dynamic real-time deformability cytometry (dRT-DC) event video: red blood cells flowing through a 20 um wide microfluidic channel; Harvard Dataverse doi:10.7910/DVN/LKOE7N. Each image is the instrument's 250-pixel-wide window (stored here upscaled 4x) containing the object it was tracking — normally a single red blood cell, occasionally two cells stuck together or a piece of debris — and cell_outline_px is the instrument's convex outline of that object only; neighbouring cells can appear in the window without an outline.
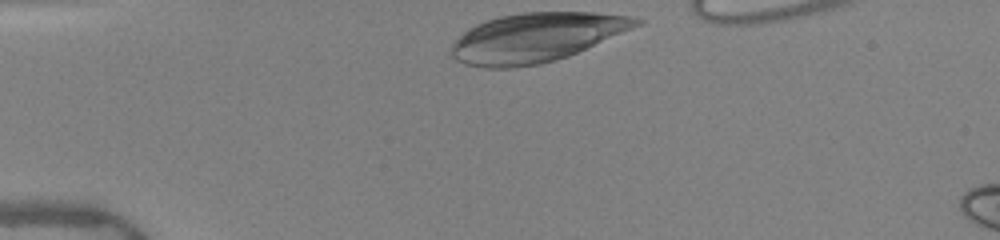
{"species": "human", "species_latin": "Homo sapiens", "temperature_condition": "warm", "stored_images_in_passage": 36, "camera_frame_rate_fps": 3000, "um_per_image_px": 0.085, "donor": {"sex": "female"}, "frame": {"image": 1, "passage_image": 1, "time_ms": 0.0, "image_size_px": [1000, 240], "cell_outline_px": [[644, 20], [640, 24], [632, 28], [568, 56], [556, 60], [540, 64], [512, 68], [484, 68], [464, 64], [456, 60], [452, 56], [452, 44], [468, 28], [476, 24], [500, 16], [524, 12], [592, 12], [628, 16]], "centroid_in_image_um": [45.53, 3.2], "position_along_channel_um": 39.5, "area_um2": 52.48}}
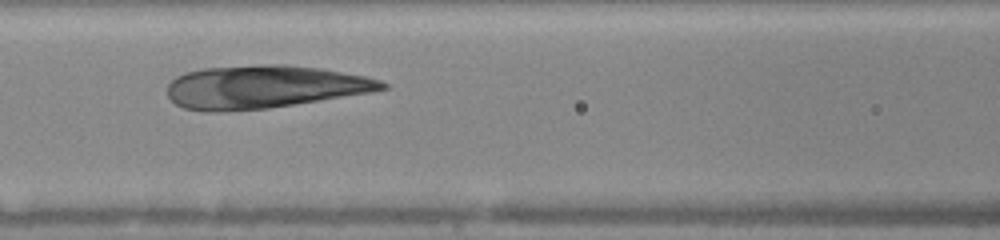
{"frame": {"image": 2, "passage_image": 12, "time_ms": 3.667, "image_size_px": [1000, 240], "cell_outline_px": [[388, 88], [372, 92], [268, 108], [216, 112], [208, 112], [184, 108], [176, 104], [168, 96], [168, 84], [176, 76], [188, 72], [204, 68], [264, 64], [284, 64], [320, 68], [364, 76], [380, 80], [388, 84]], "centroid_in_image_um": [22.44, 7.38], "position_along_channel_um": 144.2, "area_um2": 53.52}}
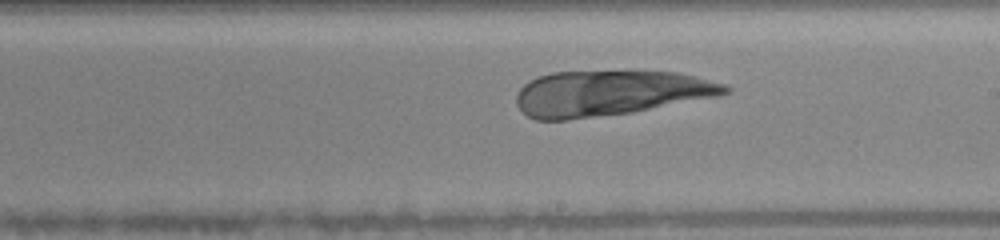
{"frame": {"image": 3, "passage_image": 19, "time_ms": 6.0, "image_size_px": [1000, 240], "cell_outline_px": [[732, 92], [720, 96], [632, 112], [564, 120], [536, 120], [528, 116], [516, 104], [516, 96], [520, 88], [528, 80], [536, 76], [552, 72], [676, 72], [696, 76], [728, 84], [732, 88]], "centroid_in_image_um": [51.88, 7.92], "position_along_channel_um": 237.1, "area_um2": 55.14}}